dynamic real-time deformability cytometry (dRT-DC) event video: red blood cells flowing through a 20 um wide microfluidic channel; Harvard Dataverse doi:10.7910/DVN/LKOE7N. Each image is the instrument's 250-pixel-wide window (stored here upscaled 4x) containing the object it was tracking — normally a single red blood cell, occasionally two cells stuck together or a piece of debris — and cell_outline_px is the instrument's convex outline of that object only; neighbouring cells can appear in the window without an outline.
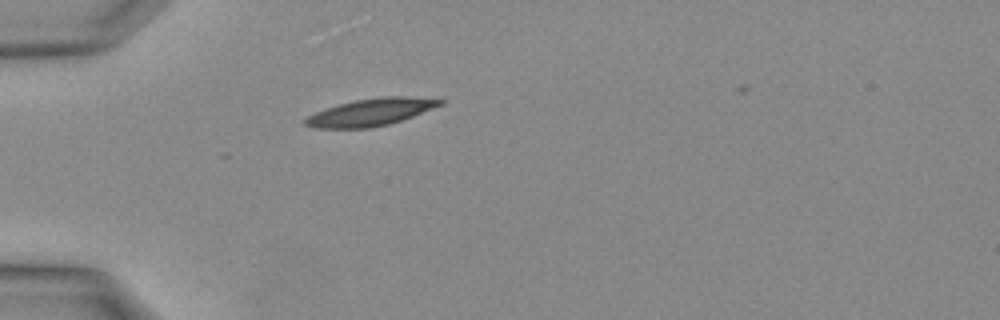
{"species": "Egyptian fruit bat (a non-hibernating species)", "species_latin": "Rousettus aegyptiacus", "temperature_condition": "warm", "stored_images_in_passage": 12, "camera_frame_rate_fps": 3000, "um_per_image_px": 0.085, "animal": {"sex": "female"}, "frame": {"image": 1, "passage_image": 1, "time_ms": 0.0, "image_size_px": [1000, 320], "cell_outline_px": [[444, 104], [412, 116], [388, 124], [368, 128], [312, 128], [304, 124], [300, 120], [316, 112], [340, 104], [356, 100], [384, 96], [404, 96], [444, 100]], "centroid_in_image_um": [31.48, 9.54], "position_along_channel_um": 53.5, "area_um2": 21.1}}
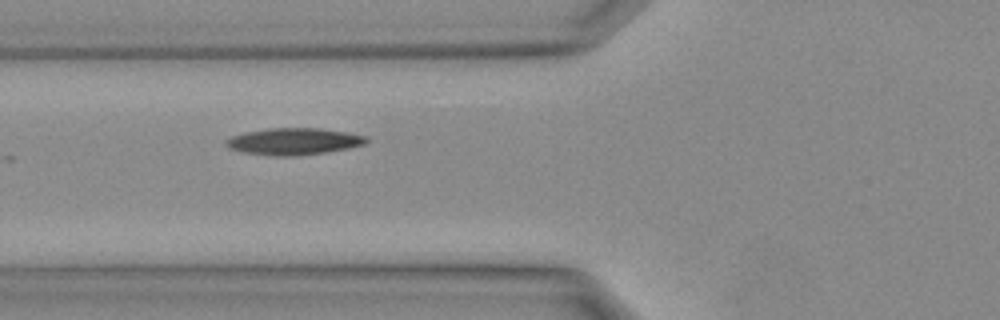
{"frame": {"image": 2, "passage_image": 4, "time_ms": 1.0, "image_size_px": [1000, 320], "cell_outline_px": [[368, 140], [364, 144], [348, 148], [328, 152], [296, 156], [268, 156], [240, 152], [228, 148], [224, 144], [224, 140], [232, 136], [244, 132], [268, 128], [320, 128], [348, 132], [368, 136]], "centroid_in_image_um": [24.93, 12.02], "position_along_channel_um": 100.9, "area_um2": 22.31}}
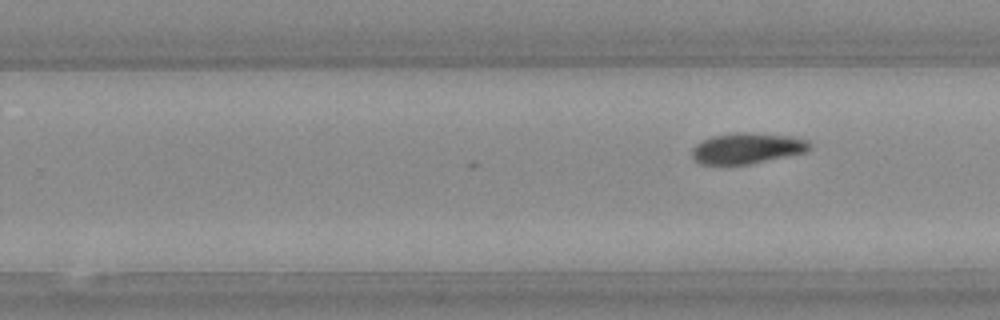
{"frame": {"image": 3, "passage_image": 12, "time_ms": 3.667, "image_size_px": [1000, 320], "cell_outline_px": [[812, 148], [808, 152], [752, 164], [700, 164], [692, 156], [692, 148], [696, 144], [712, 136], [736, 132], [748, 132], [792, 136], [808, 140], [812, 144]], "centroid_in_image_um": [63.57, 12.6], "position_along_channel_um": 266.2, "area_um2": 21.39}}